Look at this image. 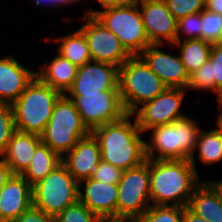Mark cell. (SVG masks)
Returning <instances> with one entry per match:
<instances>
[{
    "instance_id": "12",
    "label": "cell",
    "mask_w": 222,
    "mask_h": 222,
    "mask_svg": "<svg viewBox=\"0 0 222 222\" xmlns=\"http://www.w3.org/2000/svg\"><path fill=\"white\" fill-rule=\"evenodd\" d=\"M87 21L79 30L84 34L89 47L91 61L122 66L131 55L120 39L106 28L94 15L83 17Z\"/></svg>"
},
{
    "instance_id": "44",
    "label": "cell",
    "mask_w": 222,
    "mask_h": 222,
    "mask_svg": "<svg viewBox=\"0 0 222 222\" xmlns=\"http://www.w3.org/2000/svg\"><path fill=\"white\" fill-rule=\"evenodd\" d=\"M36 6H41V2L47 3L49 6L51 5L53 9H55V0H34Z\"/></svg>"
},
{
    "instance_id": "38",
    "label": "cell",
    "mask_w": 222,
    "mask_h": 222,
    "mask_svg": "<svg viewBox=\"0 0 222 222\" xmlns=\"http://www.w3.org/2000/svg\"><path fill=\"white\" fill-rule=\"evenodd\" d=\"M103 9L107 7L126 6L136 2V0H97Z\"/></svg>"
},
{
    "instance_id": "30",
    "label": "cell",
    "mask_w": 222,
    "mask_h": 222,
    "mask_svg": "<svg viewBox=\"0 0 222 222\" xmlns=\"http://www.w3.org/2000/svg\"><path fill=\"white\" fill-rule=\"evenodd\" d=\"M16 131L12 106L0 103V155Z\"/></svg>"
},
{
    "instance_id": "5",
    "label": "cell",
    "mask_w": 222,
    "mask_h": 222,
    "mask_svg": "<svg viewBox=\"0 0 222 222\" xmlns=\"http://www.w3.org/2000/svg\"><path fill=\"white\" fill-rule=\"evenodd\" d=\"M166 86L139 56L119 67L118 90L127 114L158 96Z\"/></svg>"
},
{
    "instance_id": "31",
    "label": "cell",
    "mask_w": 222,
    "mask_h": 222,
    "mask_svg": "<svg viewBox=\"0 0 222 222\" xmlns=\"http://www.w3.org/2000/svg\"><path fill=\"white\" fill-rule=\"evenodd\" d=\"M182 36L184 40L201 39L200 12L187 15L177 21L175 41H181Z\"/></svg>"
},
{
    "instance_id": "23",
    "label": "cell",
    "mask_w": 222,
    "mask_h": 222,
    "mask_svg": "<svg viewBox=\"0 0 222 222\" xmlns=\"http://www.w3.org/2000/svg\"><path fill=\"white\" fill-rule=\"evenodd\" d=\"M62 163V157L41 142L35 149L30 165L21 174L33 186Z\"/></svg>"
},
{
    "instance_id": "20",
    "label": "cell",
    "mask_w": 222,
    "mask_h": 222,
    "mask_svg": "<svg viewBox=\"0 0 222 222\" xmlns=\"http://www.w3.org/2000/svg\"><path fill=\"white\" fill-rule=\"evenodd\" d=\"M41 136L16 131L0 158L10 167L13 174L21 175L30 165Z\"/></svg>"
},
{
    "instance_id": "3",
    "label": "cell",
    "mask_w": 222,
    "mask_h": 222,
    "mask_svg": "<svg viewBox=\"0 0 222 222\" xmlns=\"http://www.w3.org/2000/svg\"><path fill=\"white\" fill-rule=\"evenodd\" d=\"M148 131L152 133L145 142L147 159L189 160L197 171L194 152L201 130L196 120L185 116Z\"/></svg>"
},
{
    "instance_id": "11",
    "label": "cell",
    "mask_w": 222,
    "mask_h": 222,
    "mask_svg": "<svg viewBox=\"0 0 222 222\" xmlns=\"http://www.w3.org/2000/svg\"><path fill=\"white\" fill-rule=\"evenodd\" d=\"M186 89L166 87L158 96L140 106L133 115L145 133L157 126L173 123L187 116L180 112Z\"/></svg>"
},
{
    "instance_id": "34",
    "label": "cell",
    "mask_w": 222,
    "mask_h": 222,
    "mask_svg": "<svg viewBox=\"0 0 222 222\" xmlns=\"http://www.w3.org/2000/svg\"><path fill=\"white\" fill-rule=\"evenodd\" d=\"M169 11L178 21L179 19L193 14L199 13L204 9L205 0H164Z\"/></svg>"
},
{
    "instance_id": "43",
    "label": "cell",
    "mask_w": 222,
    "mask_h": 222,
    "mask_svg": "<svg viewBox=\"0 0 222 222\" xmlns=\"http://www.w3.org/2000/svg\"><path fill=\"white\" fill-rule=\"evenodd\" d=\"M219 102V107L222 109V100H218ZM216 127L221 131L222 133V110L220 112V114L217 117V123H216Z\"/></svg>"
},
{
    "instance_id": "37",
    "label": "cell",
    "mask_w": 222,
    "mask_h": 222,
    "mask_svg": "<svg viewBox=\"0 0 222 222\" xmlns=\"http://www.w3.org/2000/svg\"><path fill=\"white\" fill-rule=\"evenodd\" d=\"M12 175L10 167L0 158V191Z\"/></svg>"
},
{
    "instance_id": "28",
    "label": "cell",
    "mask_w": 222,
    "mask_h": 222,
    "mask_svg": "<svg viewBox=\"0 0 222 222\" xmlns=\"http://www.w3.org/2000/svg\"><path fill=\"white\" fill-rule=\"evenodd\" d=\"M183 206L151 205L139 219V222H183Z\"/></svg>"
},
{
    "instance_id": "32",
    "label": "cell",
    "mask_w": 222,
    "mask_h": 222,
    "mask_svg": "<svg viewBox=\"0 0 222 222\" xmlns=\"http://www.w3.org/2000/svg\"><path fill=\"white\" fill-rule=\"evenodd\" d=\"M212 72V92L222 100V43L213 44L209 56Z\"/></svg>"
},
{
    "instance_id": "26",
    "label": "cell",
    "mask_w": 222,
    "mask_h": 222,
    "mask_svg": "<svg viewBox=\"0 0 222 222\" xmlns=\"http://www.w3.org/2000/svg\"><path fill=\"white\" fill-rule=\"evenodd\" d=\"M198 158L203 165H211L222 161V133L216 127L210 131L201 130L195 147Z\"/></svg>"
},
{
    "instance_id": "27",
    "label": "cell",
    "mask_w": 222,
    "mask_h": 222,
    "mask_svg": "<svg viewBox=\"0 0 222 222\" xmlns=\"http://www.w3.org/2000/svg\"><path fill=\"white\" fill-rule=\"evenodd\" d=\"M200 30L203 41L222 43V14L203 9L200 12Z\"/></svg>"
},
{
    "instance_id": "19",
    "label": "cell",
    "mask_w": 222,
    "mask_h": 222,
    "mask_svg": "<svg viewBox=\"0 0 222 222\" xmlns=\"http://www.w3.org/2000/svg\"><path fill=\"white\" fill-rule=\"evenodd\" d=\"M35 76V71L20 64L13 56L1 57L0 103L12 105Z\"/></svg>"
},
{
    "instance_id": "14",
    "label": "cell",
    "mask_w": 222,
    "mask_h": 222,
    "mask_svg": "<svg viewBox=\"0 0 222 222\" xmlns=\"http://www.w3.org/2000/svg\"><path fill=\"white\" fill-rule=\"evenodd\" d=\"M140 5L146 35L151 44H173L176 39L177 20L164 0H136Z\"/></svg>"
},
{
    "instance_id": "24",
    "label": "cell",
    "mask_w": 222,
    "mask_h": 222,
    "mask_svg": "<svg viewBox=\"0 0 222 222\" xmlns=\"http://www.w3.org/2000/svg\"><path fill=\"white\" fill-rule=\"evenodd\" d=\"M171 47L180 49V58L188 75L203 66L208 60L213 44L202 39L175 41Z\"/></svg>"
},
{
    "instance_id": "16",
    "label": "cell",
    "mask_w": 222,
    "mask_h": 222,
    "mask_svg": "<svg viewBox=\"0 0 222 222\" xmlns=\"http://www.w3.org/2000/svg\"><path fill=\"white\" fill-rule=\"evenodd\" d=\"M78 201L99 218H117L118 184L92 178L81 180L78 182Z\"/></svg>"
},
{
    "instance_id": "21",
    "label": "cell",
    "mask_w": 222,
    "mask_h": 222,
    "mask_svg": "<svg viewBox=\"0 0 222 222\" xmlns=\"http://www.w3.org/2000/svg\"><path fill=\"white\" fill-rule=\"evenodd\" d=\"M187 207L208 222H222V195L209 180L195 189Z\"/></svg>"
},
{
    "instance_id": "4",
    "label": "cell",
    "mask_w": 222,
    "mask_h": 222,
    "mask_svg": "<svg viewBox=\"0 0 222 222\" xmlns=\"http://www.w3.org/2000/svg\"><path fill=\"white\" fill-rule=\"evenodd\" d=\"M63 94L36 76L11 105L17 131L41 136L50 120L55 103Z\"/></svg>"
},
{
    "instance_id": "40",
    "label": "cell",
    "mask_w": 222,
    "mask_h": 222,
    "mask_svg": "<svg viewBox=\"0 0 222 222\" xmlns=\"http://www.w3.org/2000/svg\"><path fill=\"white\" fill-rule=\"evenodd\" d=\"M183 222H208L202 217L193 213L187 206L184 207Z\"/></svg>"
},
{
    "instance_id": "18",
    "label": "cell",
    "mask_w": 222,
    "mask_h": 222,
    "mask_svg": "<svg viewBox=\"0 0 222 222\" xmlns=\"http://www.w3.org/2000/svg\"><path fill=\"white\" fill-rule=\"evenodd\" d=\"M32 206V186L13 174L0 191V221L13 222Z\"/></svg>"
},
{
    "instance_id": "45",
    "label": "cell",
    "mask_w": 222,
    "mask_h": 222,
    "mask_svg": "<svg viewBox=\"0 0 222 222\" xmlns=\"http://www.w3.org/2000/svg\"><path fill=\"white\" fill-rule=\"evenodd\" d=\"M220 191L221 195H222V180H210Z\"/></svg>"
},
{
    "instance_id": "42",
    "label": "cell",
    "mask_w": 222,
    "mask_h": 222,
    "mask_svg": "<svg viewBox=\"0 0 222 222\" xmlns=\"http://www.w3.org/2000/svg\"><path fill=\"white\" fill-rule=\"evenodd\" d=\"M80 0H55V8H59L60 7H65L67 4L71 5L73 3H77L79 2ZM65 4V5H64Z\"/></svg>"
},
{
    "instance_id": "6",
    "label": "cell",
    "mask_w": 222,
    "mask_h": 222,
    "mask_svg": "<svg viewBox=\"0 0 222 222\" xmlns=\"http://www.w3.org/2000/svg\"><path fill=\"white\" fill-rule=\"evenodd\" d=\"M139 5L107 7L103 10H84V17L94 15L113 32L131 56H138L151 43L146 35Z\"/></svg>"
},
{
    "instance_id": "17",
    "label": "cell",
    "mask_w": 222,
    "mask_h": 222,
    "mask_svg": "<svg viewBox=\"0 0 222 222\" xmlns=\"http://www.w3.org/2000/svg\"><path fill=\"white\" fill-rule=\"evenodd\" d=\"M101 161L98 140L90 133L62 157V163L77 182L91 178Z\"/></svg>"
},
{
    "instance_id": "9",
    "label": "cell",
    "mask_w": 222,
    "mask_h": 222,
    "mask_svg": "<svg viewBox=\"0 0 222 222\" xmlns=\"http://www.w3.org/2000/svg\"><path fill=\"white\" fill-rule=\"evenodd\" d=\"M149 181V159L123 171L118 183L117 218L139 220L143 216L151 206Z\"/></svg>"
},
{
    "instance_id": "35",
    "label": "cell",
    "mask_w": 222,
    "mask_h": 222,
    "mask_svg": "<svg viewBox=\"0 0 222 222\" xmlns=\"http://www.w3.org/2000/svg\"><path fill=\"white\" fill-rule=\"evenodd\" d=\"M122 173V169L101 160L98 166L95 168L91 178L94 180L102 181L104 183L118 184Z\"/></svg>"
},
{
    "instance_id": "8",
    "label": "cell",
    "mask_w": 222,
    "mask_h": 222,
    "mask_svg": "<svg viewBox=\"0 0 222 222\" xmlns=\"http://www.w3.org/2000/svg\"><path fill=\"white\" fill-rule=\"evenodd\" d=\"M78 201V182L61 163L32 186V205L55 217Z\"/></svg>"
},
{
    "instance_id": "7",
    "label": "cell",
    "mask_w": 222,
    "mask_h": 222,
    "mask_svg": "<svg viewBox=\"0 0 222 222\" xmlns=\"http://www.w3.org/2000/svg\"><path fill=\"white\" fill-rule=\"evenodd\" d=\"M90 133L74 102L63 94L55 103L41 141L63 157L80 139Z\"/></svg>"
},
{
    "instance_id": "1",
    "label": "cell",
    "mask_w": 222,
    "mask_h": 222,
    "mask_svg": "<svg viewBox=\"0 0 222 222\" xmlns=\"http://www.w3.org/2000/svg\"><path fill=\"white\" fill-rule=\"evenodd\" d=\"M131 118L135 119L134 123ZM91 133L98 140L103 162L124 171L147 160L146 141L141 137L143 132L133 114H126L120 120L97 127Z\"/></svg>"
},
{
    "instance_id": "13",
    "label": "cell",
    "mask_w": 222,
    "mask_h": 222,
    "mask_svg": "<svg viewBox=\"0 0 222 222\" xmlns=\"http://www.w3.org/2000/svg\"><path fill=\"white\" fill-rule=\"evenodd\" d=\"M119 67L90 61L78 67L77 75L65 96H80L81 94H98L102 91H119ZM68 93V94H67Z\"/></svg>"
},
{
    "instance_id": "39",
    "label": "cell",
    "mask_w": 222,
    "mask_h": 222,
    "mask_svg": "<svg viewBox=\"0 0 222 222\" xmlns=\"http://www.w3.org/2000/svg\"><path fill=\"white\" fill-rule=\"evenodd\" d=\"M204 9L222 14V0H205Z\"/></svg>"
},
{
    "instance_id": "25",
    "label": "cell",
    "mask_w": 222,
    "mask_h": 222,
    "mask_svg": "<svg viewBox=\"0 0 222 222\" xmlns=\"http://www.w3.org/2000/svg\"><path fill=\"white\" fill-rule=\"evenodd\" d=\"M60 45L57 54L77 67L91 61V55L84 34L78 29L53 40Z\"/></svg>"
},
{
    "instance_id": "15",
    "label": "cell",
    "mask_w": 222,
    "mask_h": 222,
    "mask_svg": "<svg viewBox=\"0 0 222 222\" xmlns=\"http://www.w3.org/2000/svg\"><path fill=\"white\" fill-rule=\"evenodd\" d=\"M164 44H150L138 56L168 88L186 89L189 75L180 56L160 50Z\"/></svg>"
},
{
    "instance_id": "41",
    "label": "cell",
    "mask_w": 222,
    "mask_h": 222,
    "mask_svg": "<svg viewBox=\"0 0 222 222\" xmlns=\"http://www.w3.org/2000/svg\"><path fill=\"white\" fill-rule=\"evenodd\" d=\"M99 222H139V220L132 218H100Z\"/></svg>"
},
{
    "instance_id": "2",
    "label": "cell",
    "mask_w": 222,
    "mask_h": 222,
    "mask_svg": "<svg viewBox=\"0 0 222 222\" xmlns=\"http://www.w3.org/2000/svg\"><path fill=\"white\" fill-rule=\"evenodd\" d=\"M149 174L151 205L157 206H187L203 182L189 160L149 159Z\"/></svg>"
},
{
    "instance_id": "33",
    "label": "cell",
    "mask_w": 222,
    "mask_h": 222,
    "mask_svg": "<svg viewBox=\"0 0 222 222\" xmlns=\"http://www.w3.org/2000/svg\"><path fill=\"white\" fill-rule=\"evenodd\" d=\"M211 91L212 92V72L211 62L208 60L203 66L189 75L186 90Z\"/></svg>"
},
{
    "instance_id": "36",
    "label": "cell",
    "mask_w": 222,
    "mask_h": 222,
    "mask_svg": "<svg viewBox=\"0 0 222 222\" xmlns=\"http://www.w3.org/2000/svg\"><path fill=\"white\" fill-rule=\"evenodd\" d=\"M13 222H55V220L53 216L46 214L32 205Z\"/></svg>"
},
{
    "instance_id": "10",
    "label": "cell",
    "mask_w": 222,
    "mask_h": 222,
    "mask_svg": "<svg viewBox=\"0 0 222 222\" xmlns=\"http://www.w3.org/2000/svg\"><path fill=\"white\" fill-rule=\"evenodd\" d=\"M66 97L74 102L84 125L90 132L106 123L120 120L127 114L119 91Z\"/></svg>"
},
{
    "instance_id": "22",
    "label": "cell",
    "mask_w": 222,
    "mask_h": 222,
    "mask_svg": "<svg viewBox=\"0 0 222 222\" xmlns=\"http://www.w3.org/2000/svg\"><path fill=\"white\" fill-rule=\"evenodd\" d=\"M40 70L35 75L41 82L65 94L76 78L78 67L57 54L49 64L45 62Z\"/></svg>"
},
{
    "instance_id": "29",
    "label": "cell",
    "mask_w": 222,
    "mask_h": 222,
    "mask_svg": "<svg viewBox=\"0 0 222 222\" xmlns=\"http://www.w3.org/2000/svg\"><path fill=\"white\" fill-rule=\"evenodd\" d=\"M55 222H99L100 218L77 201L54 217Z\"/></svg>"
}]
</instances>
